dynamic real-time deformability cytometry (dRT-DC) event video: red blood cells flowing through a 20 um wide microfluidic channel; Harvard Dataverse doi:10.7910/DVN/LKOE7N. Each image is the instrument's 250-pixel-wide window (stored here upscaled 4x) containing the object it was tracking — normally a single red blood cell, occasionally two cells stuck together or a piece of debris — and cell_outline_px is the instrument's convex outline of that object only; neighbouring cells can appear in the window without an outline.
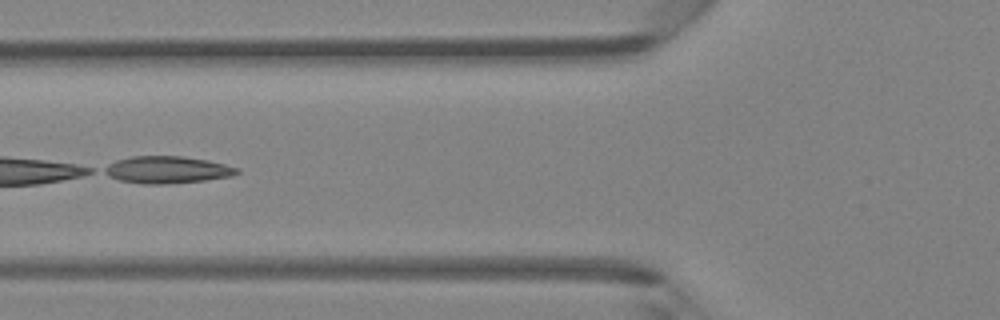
{"species": "Egyptian fruit bat (a non-hibernating species)", "species_latin": "Rousettus aegyptiacus", "temperature_condition": "room temperature", "stored_images_in_passage": 7, "camera_frame_rate_fps": 3000, "um_per_image_px": 0.085, "animal": {"sex": "female"}, "frame": {"image": 1, "passage_image": 5, "time_ms": 4.667, "image_size_px": [1000, 320], "cell_outline_px": [[240, 172], [232, 176], [204, 180], [164, 184], [144, 184], [120, 180], [108, 176], [100, 172], [100, 168], [116, 160], [132, 156], [184, 156], [208, 160], [240, 168]], "centroid_in_image_um": [14.15, 14.42], "position_along_channel_um": 111.6, "area_um2": 21.15}}
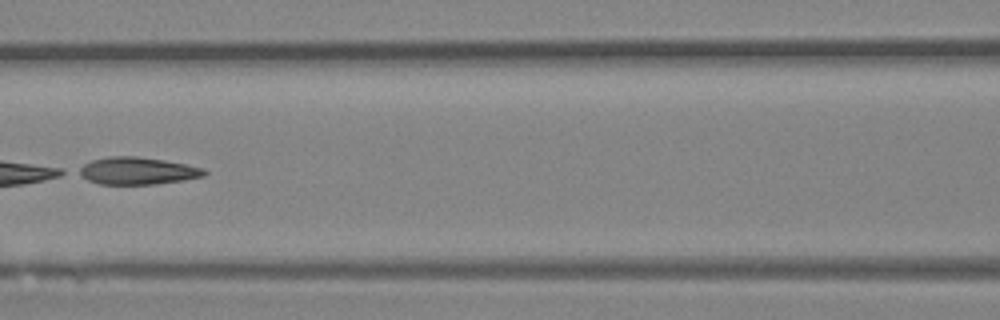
{"frame": {"image": 2, "passage_image": 6, "time_ms": 5.667, "image_size_px": [1000, 320], "cell_outline_px": [[208, 172], [204, 176], [184, 180], [156, 184], [100, 184], [88, 180], [76, 172], [76, 168], [92, 160], [108, 156], [136, 156], [164, 160], [204, 168]], "centroid_in_image_um": [11.66, 14.52], "position_along_channel_um": 154.9, "area_um2": 20.0}}
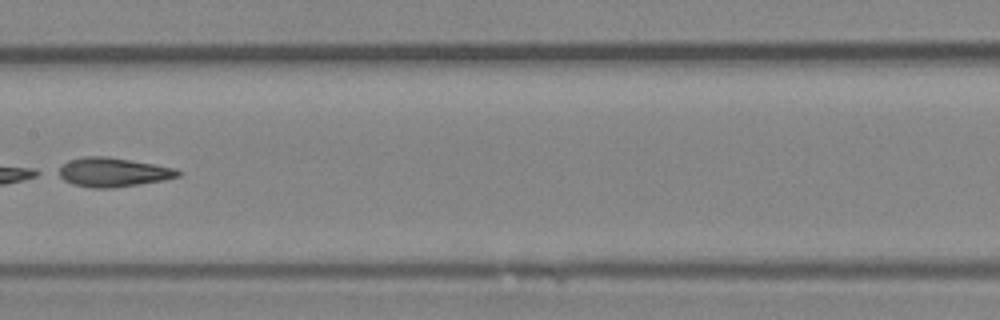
{"frame": {"image": 3, "passage_image": 7, "time_ms": 6.667, "image_size_px": [1000, 320], "cell_outline_px": [[184, 172], [180, 176], [164, 180], [112, 188], [92, 188], [72, 184], [64, 180], [52, 172], [68, 160], [84, 156], [108, 156], [156, 164], [172, 168]], "centroid_in_image_um": [9.54, 14.63], "position_along_channel_um": 197.9, "area_um2": 20.63}}